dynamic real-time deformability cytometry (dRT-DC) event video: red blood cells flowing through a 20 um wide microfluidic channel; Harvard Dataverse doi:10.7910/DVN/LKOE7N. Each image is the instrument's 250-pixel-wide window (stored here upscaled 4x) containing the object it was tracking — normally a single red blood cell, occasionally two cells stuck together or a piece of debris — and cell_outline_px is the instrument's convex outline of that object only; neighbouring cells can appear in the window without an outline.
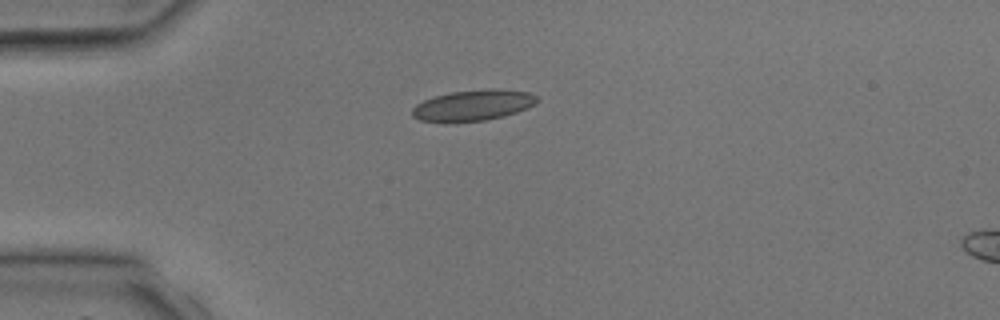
{"species": "common noctule bat (a hibernating species)", "species_latin": "Nyctalus noctula", "temperature_condition": "room temperature", "stored_images_in_passage": 2, "camera_frame_rate_fps": 3000, "um_per_image_px": 0.085, "animal": {"sex": "male", "body_mass_g": 17.9, "forearm_length_mm": 54.2}, "frame": {"image": 1, "passage_image": 1, "time_ms": 0.0, "image_size_px": [1000, 320], "cell_outline_px": [[540, 100], [536, 104], [528, 108], [504, 116], [484, 120], [448, 124], [420, 120], [412, 116], [412, 108], [416, 104], [424, 100], [436, 96], [452, 92], [492, 88], [528, 92], [536, 96]], "centroid_in_image_um": [40.2, 8.97], "position_along_channel_um": 44.8, "area_um2": 22.77}}